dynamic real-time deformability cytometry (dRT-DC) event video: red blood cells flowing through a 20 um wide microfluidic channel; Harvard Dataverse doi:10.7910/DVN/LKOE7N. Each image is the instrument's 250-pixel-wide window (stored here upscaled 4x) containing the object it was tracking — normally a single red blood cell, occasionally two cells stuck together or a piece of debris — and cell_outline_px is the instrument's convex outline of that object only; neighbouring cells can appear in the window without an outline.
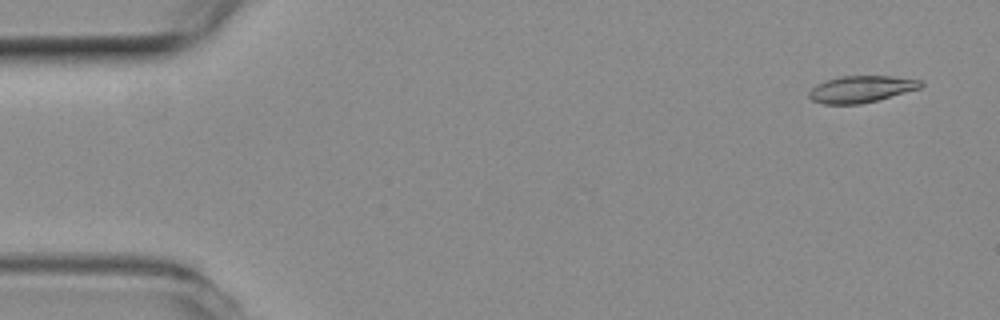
{"species": "common noctule bat (a hibernating species)", "species_latin": "Nyctalus noctula", "temperature_condition": "room temperature", "stored_images_in_passage": 6, "camera_frame_rate_fps": 3000, "um_per_image_px": 0.085, "animal": {"sex": "female", "body_mass_g": 19.3, "forearm_length_mm": 54.1}, "frame": {"image": 1, "passage_image": 1, "time_ms": 0.0, "image_size_px": [1000, 320], "cell_outline_px": [[924, 84], [920, 88], [876, 100], [860, 104], [824, 104], [812, 100], [808, 96], [808, 92], [816, 84], [840, 76], [892, 76], [920, 80]], "centroid_in_image_um": [73.17, 7.57], "position_along_channel_um": 11.8, "area_um2": 17.22}}
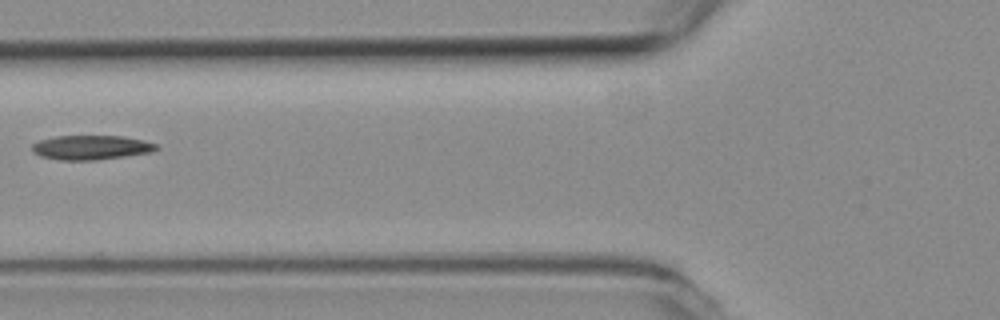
{"frame": {"image": 2, "passage_image": 5, "time_ms": 1.333, "image_size_px": [1000, 320], "cell_outline_px": [[160, 148], [152, 152], [96, 160], [60, 160], [40, 156], [32, 152], [32, 144], [40, 140], [56, 136], [124, 136], [144, 140], [156, 144]], "centroid_in_image_um": [7.75, 12.53], "position_along_channel_um": 118.1, "area_um2": 17.69}}
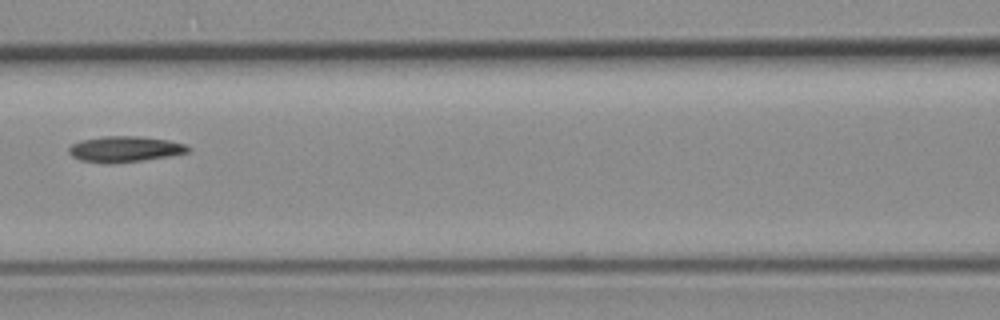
{"frame": {"image": 3, "passage_image": 6, "time_ms": 1.667, "image_size_px": [1000, 320], "cell_outline_px": [[192, 148], [188, 152], [168, 156], [140, 160], [108, 164], [80, 160], [72, 156], [68, 152], [68, 148], [72, 144], [80, 140], [104, 136], [140, 136], [168, 140], [184, 144]], "centroid_in_image_um": [10.58, 12.67], "position_along_channel_um": 156.0, "area_um2": 17.86}}